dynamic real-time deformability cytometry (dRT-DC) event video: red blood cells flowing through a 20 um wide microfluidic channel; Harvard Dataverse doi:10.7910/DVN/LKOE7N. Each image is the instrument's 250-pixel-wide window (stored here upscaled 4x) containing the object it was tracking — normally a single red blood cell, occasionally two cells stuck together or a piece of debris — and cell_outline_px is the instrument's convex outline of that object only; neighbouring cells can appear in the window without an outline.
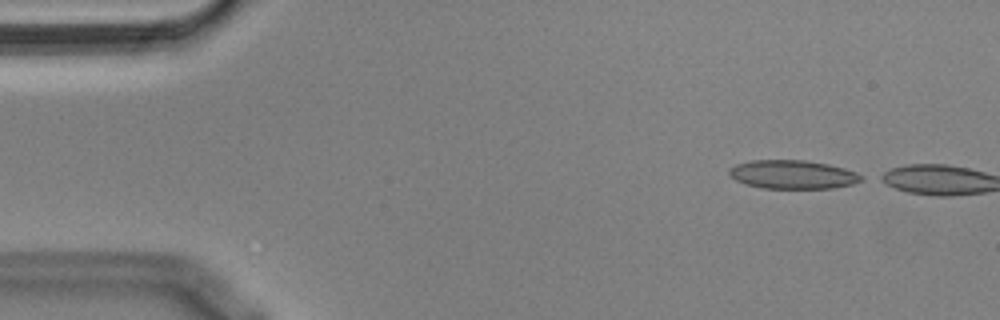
{"species": "Egyptian fruit bat (a non-hibernating species)", "species_latin": "Rousettus aegyptiacus", "temperature_condition": "cold", "stored_images_in_passage": 5, "camera_frame_rate_fps": 3000, "um_per_image_px": 0.085, "animal": {"sex": "male"}, "frame": {"image": 1, "passage_image": 2, "time_ms": 0.333, "image_size_px": [1000, 320], "cell_outline_px": [[864, 176], [860, 180], [852, 184], [832, 188], [764, 188], [744, 184], [736, 180], [728, 172], [728, 168], [736, 164], [752, 160], [804, 160], [828, 164], [844, 168], [856, 172]], "centroid_in_image_um": [67.36, 14.83], "position_along_channel_um": 17.6, "area_um2": 21.96}}